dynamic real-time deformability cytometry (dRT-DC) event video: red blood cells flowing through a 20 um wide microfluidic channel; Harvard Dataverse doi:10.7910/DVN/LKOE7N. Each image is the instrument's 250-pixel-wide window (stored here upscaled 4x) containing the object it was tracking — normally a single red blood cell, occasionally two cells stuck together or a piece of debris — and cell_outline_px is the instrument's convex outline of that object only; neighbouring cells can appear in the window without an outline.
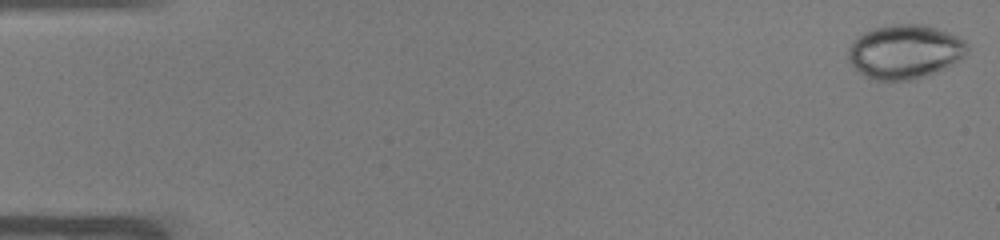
{"species": "common noctule bat (a hibernating species)", "species_latin": "Nyctalus noctula", "temperature_condition": "warm", "stored_images_in_passage": 9, "camera_frame_rate_fps": 3000, "um_per_image_px": 0.085, "animal": {"sex": "male", "body_mass_g": 19.0, "forearm_length_mm": 50.8}, "frame": {"image": 1, "passage_image": 1, "time_ms": 0.0, "image_size_px": [1000, 240], "cell_outline_px": [[968, 52], [960, 60], [928, 76], [916, 80], [876, 80], [856, 72], [848, 60], [848, 48], [852, 40], [864, 32], [872, 28], [892, 24], [920, 24], [936, 28], [948, 32], [964, 40], [968, 44]], "centroid_in_image_um": [76.89, 4.4], "position_along_channel_um": 8.1, "area_um2": 37.92}}